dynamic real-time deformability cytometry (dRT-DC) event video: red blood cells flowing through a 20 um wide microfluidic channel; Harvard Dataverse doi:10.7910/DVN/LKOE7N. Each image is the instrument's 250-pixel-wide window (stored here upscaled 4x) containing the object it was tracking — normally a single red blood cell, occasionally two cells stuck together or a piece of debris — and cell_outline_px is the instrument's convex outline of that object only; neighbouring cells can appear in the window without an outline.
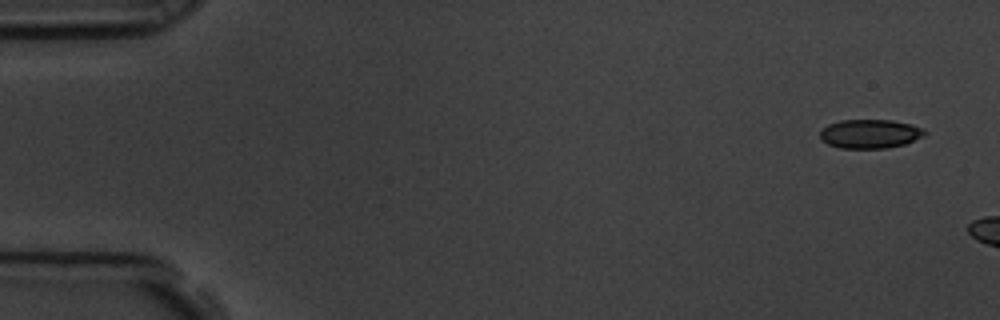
{"species": "common noctule bat (a hibernating species)", "species_latin": "Nyctalus noctula", "temperature_condition": "room temperature", "stored_images_in_passage": 3, "camera_frame_rate_fps": 3000, "um_per_image_px": 0.085, "animal": {"sex": "male", "body_mass_g": 19.5, "forearm_length_mm": 54.6}, "frame": {"image": 1, "passage_image": 1, "time_ms": 0.0, "image_size_px": [1000, 320], "cell_outline_px": [[928, 132], [924, 136], [904, 144], [884, 148], [840, 148], [828, 144], [820, 140], [820, 132], [828, 124], [840, 120], [892, 120], [912, 124]], "centroid_in_image_um": [73.94, 11.37], "position_along_channel_um": 11.1, "area_um2": 17.63}}